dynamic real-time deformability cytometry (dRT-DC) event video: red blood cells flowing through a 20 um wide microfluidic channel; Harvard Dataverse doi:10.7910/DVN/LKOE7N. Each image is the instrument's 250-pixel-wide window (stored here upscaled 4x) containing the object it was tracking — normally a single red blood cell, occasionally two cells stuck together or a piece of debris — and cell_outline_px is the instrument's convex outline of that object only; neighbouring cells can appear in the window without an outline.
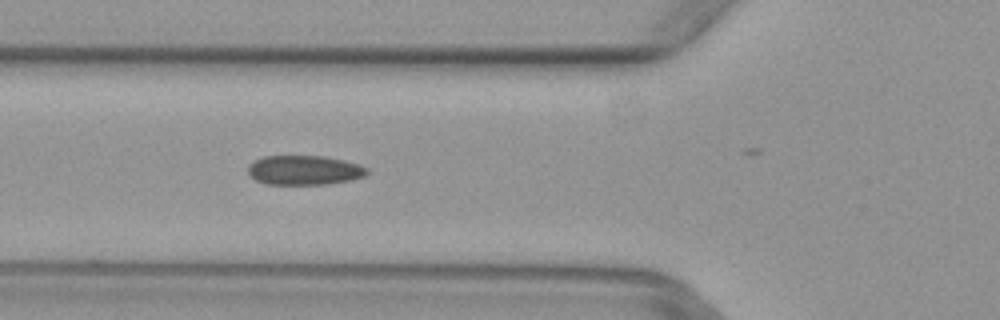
{"species": "common noctule bat (a hibernating species)", "species_latin": "Nyctalus noctula", "temperature_condition": "warm", "stored_images_in_passage": 6, "camera_frame_rate_fps": 3000, "um_per_image_px": 0.085, "animal": {"sex": "female", "body_mass_g": 29.2, "forearm_length_mm": 56.3}, "frame": {"image": 1, "passage_image": 4, "time_ms": 1.0, "image_size_px": [1000, 320], "cell_outline_px": [[368, 172], [364, 176], [352, 180], [324, 184], [264, 184], [256, 180], [248, 172], [248, 164], [264, 156], [324, 156], [344, 160], [368, 168]], "centroid_in_image_um": [25.85, 14.46], "position_along_channel_um": 99.9, "area_um2": 20.35}}